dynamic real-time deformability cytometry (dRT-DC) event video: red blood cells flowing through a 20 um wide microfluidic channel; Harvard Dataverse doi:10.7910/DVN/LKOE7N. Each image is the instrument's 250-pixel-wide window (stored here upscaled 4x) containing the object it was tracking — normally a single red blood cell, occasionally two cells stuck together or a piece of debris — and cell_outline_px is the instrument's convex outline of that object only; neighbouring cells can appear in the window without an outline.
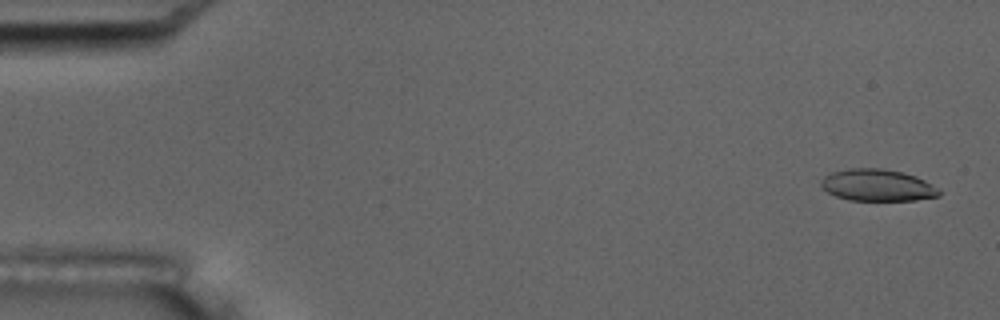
{"species": "common noctule bat (a hibernating species)", "species_latin": "Nyctalus noctula", "temperature_condition": "room temperature", "stored_images_in_passage": 5, "camera_frame_rate_fps": 3000, "um_per_image_px": 0.085, "animal": {"sex": "male", "body_mass_g": 17.5, "forearm_length_mm": 52.3}, "frame": {"image": 1, "passage_image": 1, "time_ms": 0.0, "image_size_px": [1000, 320], "cell_outline_px": [[940, 196], [916, 200], [848, 200], [836, 196], [828, 192], [820, 184], [820, 180], [824, 176], [832, 172], [848, 168], [880, 168], [900, 172], [916, 176], [940, 188]], "centroid_in_image_um": [74.59, 15.74], "position_along_channel_um": 10.4, "area_um2": 21.91}}